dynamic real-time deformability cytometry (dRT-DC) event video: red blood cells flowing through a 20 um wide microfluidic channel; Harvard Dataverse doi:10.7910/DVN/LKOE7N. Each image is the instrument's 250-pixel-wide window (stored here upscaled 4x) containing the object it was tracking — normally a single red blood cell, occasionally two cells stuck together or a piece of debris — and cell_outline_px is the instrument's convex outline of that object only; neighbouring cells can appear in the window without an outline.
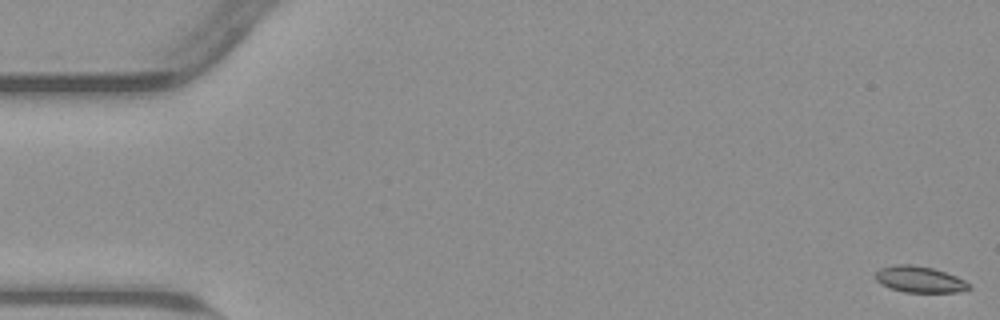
{"species": "common noctule bat (a hibernating species)", "species_latin": "Nyctalus noctula", "temperature_condition": "warm", "stored_images_in_passage": 6, "camera_frame_rate_fps": 3000, "um_per_image_px": 0.085, "animal": {"sex": "male", "body_mass_g": 23.1, "forearm_length_mm": 52.7}, "frame": {"image": 1, "passage_image": 1, "time_ms": 0.0, "image_size_px": [1000, 320], "cell_outline_px": [[972, 288], [960, 292], [904, 292], [880, 284], [876, 280], [876, 272], [880, 268], [896, 264], [912, 264], [932, 268], [956, 276], [972, 284]], "centroid_in_image_um": [78.19, 23.75], "position_along_channel_um": 6.8, "area_um2": 14.33}}